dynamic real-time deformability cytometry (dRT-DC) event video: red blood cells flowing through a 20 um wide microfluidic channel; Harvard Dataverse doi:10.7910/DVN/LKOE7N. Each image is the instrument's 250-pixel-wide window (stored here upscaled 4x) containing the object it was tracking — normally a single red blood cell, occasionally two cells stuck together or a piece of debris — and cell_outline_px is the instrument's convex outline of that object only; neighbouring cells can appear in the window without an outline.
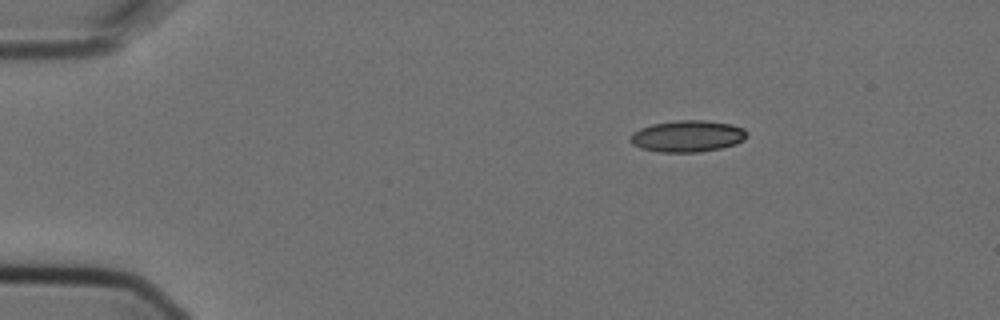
{"species": "Egyptian fruit bat (a non-hibernating species)", "species_latin": "Rousettus aegyptiacus", "temperature_condition": "cold", "stored_images_in_passage": 4, "camera_frame_rate_fps": 3000, "um_per_image_px": 0.085, "animal": {"sex": "female"}, "frame": {"image": 1, "passage_image": 1, "time_ms": 0.0, "image_size_px": [1000, 320], "cell_outline_px": [[748, 132], [744, 140], [736, 144], [720, 148], [700, 152], [660, 152], [640, 148], [632, 144], [628, 140], [632, 132], [640, 128], [652, 124], [676, 120], [704, 120], [732, 124], [744, 128]], "centroid_in_image_um": [58.42, 11.57], "position_along_channel_um": 26.6, "area_um2": 21.68}}
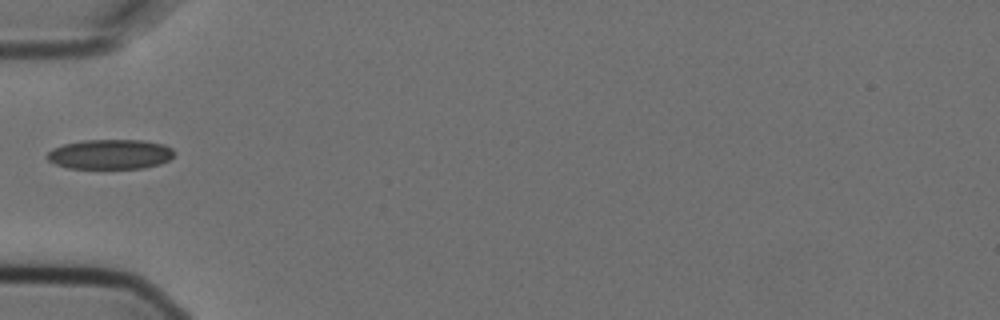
{"frame": {"image": 2, "passage_image": 4, "time_ms": 1.0, "image_size_px": [1000, 320], "cell_outline_px": [[176, 152], [168, 160], [160, 164], [144, 168], [68, 168], [56, 164], [48, 160], [44, 156], [52, 148], [64, 144], [84, 140], [144, 140], [164, 144], [172, 148]], "centroid_in_image_um": [9.37, 13.11], "position_along_channel_um": 75.6, "area_um2": 22.2}}